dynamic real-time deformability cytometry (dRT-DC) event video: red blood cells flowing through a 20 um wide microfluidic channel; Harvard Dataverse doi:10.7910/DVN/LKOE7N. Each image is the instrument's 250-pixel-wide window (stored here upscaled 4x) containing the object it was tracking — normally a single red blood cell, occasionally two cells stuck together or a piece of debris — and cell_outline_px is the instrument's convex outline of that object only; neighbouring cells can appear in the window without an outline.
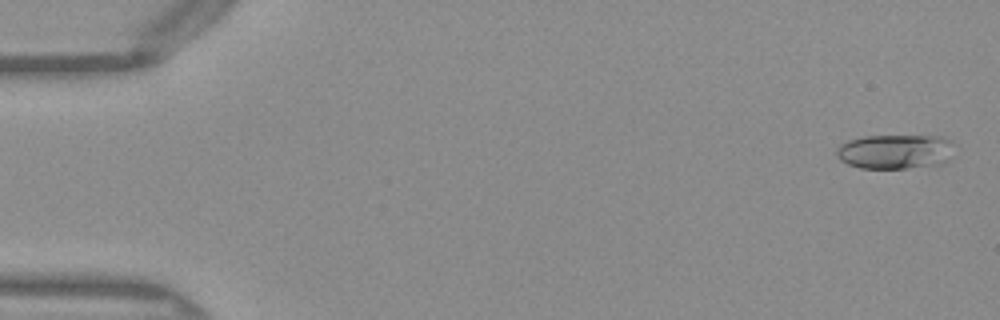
{"species": "Egyptian fruit bat (a non-hibernating species)", "species_latin": "Rousettus aegyptiacus", "temperature_condition": "warm", "stored_images_in_passage": 16, "camera_frame_rate_fps": 3000, "um_per_image_px": 0.085, "frame": {"image": 1, "passage_image": 2, "time_ms": 0.333, "image_size_px": [1000, 320], "cell_outline_px": [[952, 140], [948, 160], [904, 168], [860, 168], [848, 164], [840, 160], [836, 156], [836, 148], [840, 144], [848, 140], [864, 136], [940, 136]], "centroid_in_image_um": [75.97, 12.86], "position_along_channel_um": 9.0, "area_um2": 23.18}}
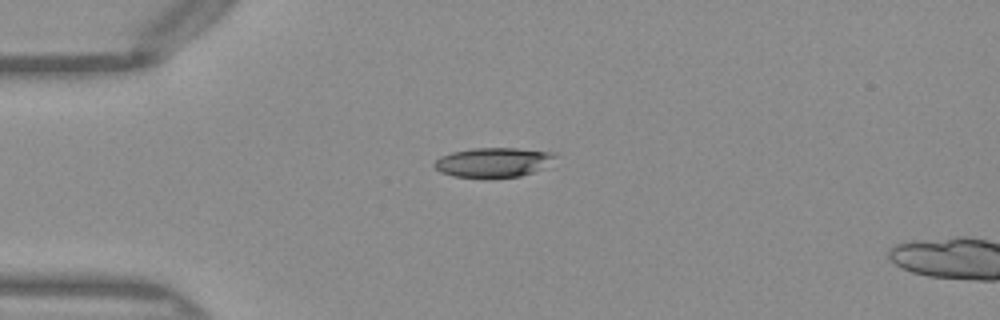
{"frame": {"image": 2, "passage_image": 13, "time_ms": 4.0, "image_size_px": [1000, 320], "cell_outline_px": [[556, 156], [532, 172], [520, 176], [488, 180], [452, 176], [440, 172], [432, 164], [440, 156], [452, 152], [472, 148], [516, 148], [552, 152]], "centroid_in_image_um": [41.81, 13.83], "position_along_channel_um": 43.2, "area_um2": 20.98}}